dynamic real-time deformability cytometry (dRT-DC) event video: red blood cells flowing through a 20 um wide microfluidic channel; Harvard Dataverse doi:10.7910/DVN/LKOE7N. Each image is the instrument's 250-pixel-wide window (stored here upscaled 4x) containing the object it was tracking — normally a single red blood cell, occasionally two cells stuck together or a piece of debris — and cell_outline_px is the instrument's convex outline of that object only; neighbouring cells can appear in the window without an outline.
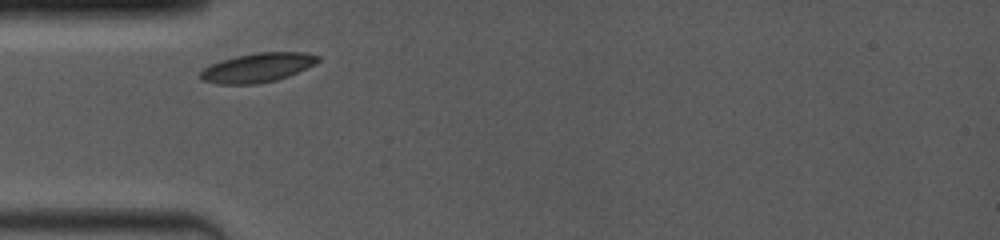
{"species": "common noctule bat (a hibernating species)", "species_latin": "Nyctalus noctula", "temperature_condition": "room temperature", "stored_images_in_passage": 6, "camera_frame_rate_fps": 4000, "um_per_image_px": 0.085, "animal": {"sex": "female", "body_mass_g": 19.0, "forearm_length_mm": 53.3}, "frame": {"image": 1, "passage_image": 1, "time_ms": 0.0, "image_size_px": [1000, 240], "cell_outline_px": [[320, 60], [288, 76], [276, 80], [256, 84], [216, 84], [200, 80], [200, 72], [204, 68], [212, 64], [236, 56], [256, 52], [304, 52], [320, 56]], "centroid_in_image_um": [21.86, 5.75], "position_along_channel_um": 63.1, "area_um2": 19.77}}
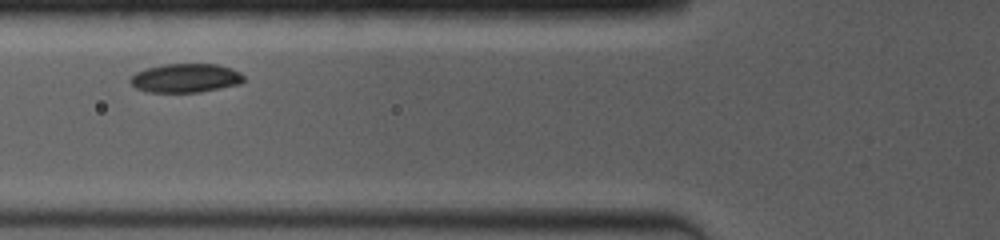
{"frame": {"image": 2, "passage_image": 3, "time_ms": 1.25, "image_size_px": [1000, 240], "cell_outline_px": [[244, 80], [240, 84], [200, 92], [148, 92], [136, 88], [128, 80], [136, 72], [148, 68], [164, 64], [216, 64], [232, 68], [240, 72], [244, 76]], "centroid_in_image_um": [15.79, 6.63], "position_along_channel_um": 110.0, "area_um2": 19.07}}
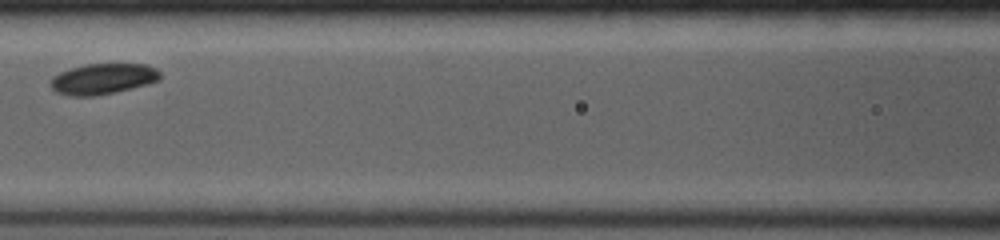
{"frame": {"image": 3, "passage_image": 5, "time_ms": 2.5, "image_size_px": [1000, 240], "cell_outline_px": [[160, 80], [116, 92], [92, 96], [68, 96], [56, 92], [48, 84], [52, 76], [60, 72], [84, 64], [144, 64], [156, 68], [160, 72]], "centroid_in_image_um": [8.7, 6.7], "position_along_channel_um": 157.9, "area_um2": 19.65}}